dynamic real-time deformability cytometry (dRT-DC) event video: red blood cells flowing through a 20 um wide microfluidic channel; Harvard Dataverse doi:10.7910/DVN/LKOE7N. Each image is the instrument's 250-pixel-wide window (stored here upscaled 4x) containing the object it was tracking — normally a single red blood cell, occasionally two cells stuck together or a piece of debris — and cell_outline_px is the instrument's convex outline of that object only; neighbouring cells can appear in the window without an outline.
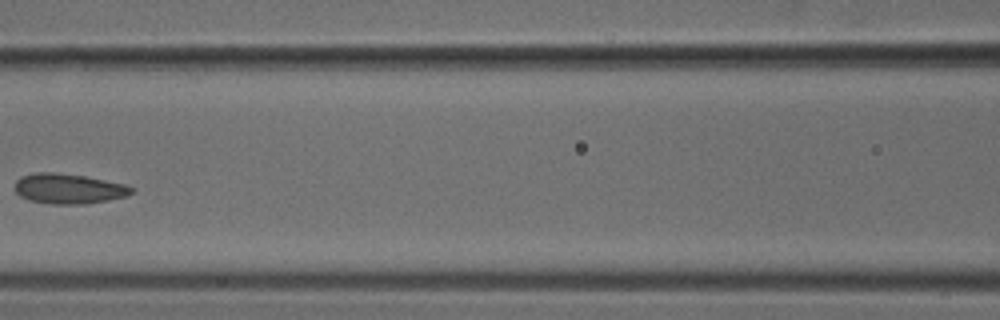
{"species": "common noctule bat (a hibernating species)", "species_latin": "Nyctalus noctula", "temperature_condition": "cold", "stored_images_in_passage": 4, "camera_frame_rate_fps": 3000, "um_per_image_px": 0.085, "animal": {"sex": "male", "body_mass_g": 18.8}, "frame": {"image": 1, "passage_image": 4, "time_ms": 1.0, "image_size_px": [1000, 320], "cell_outline_px": [[132, 192], [124, 196], [108, 200], [84, 204], [52, 204], [28, 200], [12, 192], [12, 188], [16, 180], [20, 176], [36, 172], [52, 172], [84, 176], [124, 184], [132, 188]], "centroid_in_image_um": [5.71, 16.04], "position_along_channel_um": 160.9, "area_um2": 20.52}}